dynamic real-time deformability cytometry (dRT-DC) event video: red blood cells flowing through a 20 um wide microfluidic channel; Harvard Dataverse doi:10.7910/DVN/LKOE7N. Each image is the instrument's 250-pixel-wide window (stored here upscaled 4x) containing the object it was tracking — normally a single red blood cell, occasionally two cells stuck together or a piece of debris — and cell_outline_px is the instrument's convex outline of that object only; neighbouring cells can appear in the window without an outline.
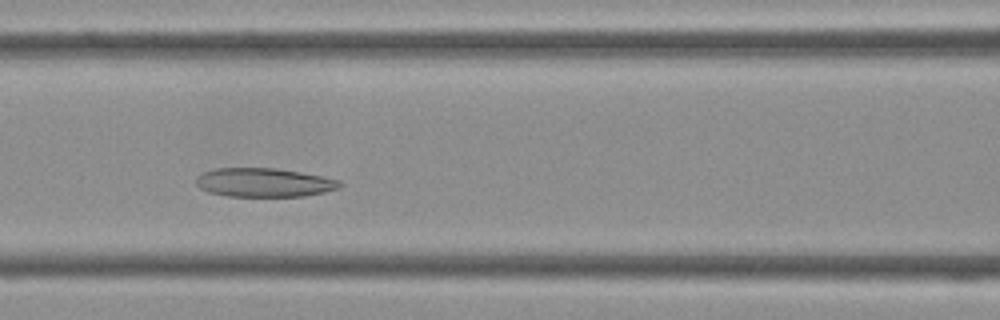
{"species": "Egyptian fruit bat (a non-hibernating species)", "species_latin": "Rousettus aegyptiacus", "temperature_condition": "cold", "stored_images_in_passage": 40, "camera_frame_rate_fps": 3000, "um_per_image_px": 0.085, "frame": {"image": 1, "passage_image": 14, "time_ms": 4.333, "image_size_px": [1000, 320], "cell_outline_px": [[344, 184], [340, 188], [324, 192], [304, 196], [228, 196], [208, 192], [200, 188], [196, 184], [196, 176], [204, 172], [216, 168], [276, 168], [300, 172], [340, 180]], "centroid_in_image_um": [22.45, 15.51], "position_along_channel_um": 144.2, "area_um2": 24.16}}
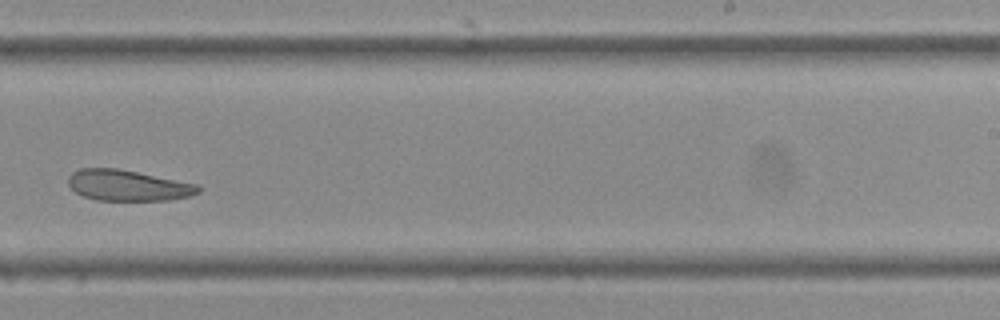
{"frame": {"image": 2, "passage_image": 23, "time_ms": 7.333, "image_size_px": [1000, 320], "cell_outline_px": [[200, 192], [188, 196], [168, 200], [96, 200], [84, 196], [76, 192], [68, 184], [68, 176], [72, 172], [80, 168], [116, 168], [200, 184]], "centroid_in_image_um": [10.87, 15.75], "position_along_channel_um": 278.1, "area_um2": 23.35}}
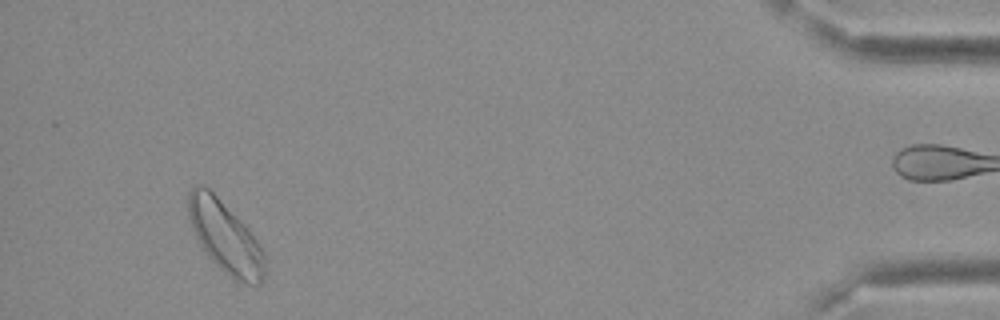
{"frame": {"image": 3, "passage_image": 37, "time_ms": 12.0, "image_size_px": [1000, 320], "cell_outline_px": [[264, 276], [260, 284], [248, 284], [236, 280], [228, 276], [208, 256], [200, 244], [192, 228], [188, 216], [188, 192], [196, 184], [204, 184], [248, 228], [260, 244], [264, 252]], "centroid_in_image_um": [19.13, 20.14], "position_along_channel_um": 416.1, "area_um2": 31.56}}